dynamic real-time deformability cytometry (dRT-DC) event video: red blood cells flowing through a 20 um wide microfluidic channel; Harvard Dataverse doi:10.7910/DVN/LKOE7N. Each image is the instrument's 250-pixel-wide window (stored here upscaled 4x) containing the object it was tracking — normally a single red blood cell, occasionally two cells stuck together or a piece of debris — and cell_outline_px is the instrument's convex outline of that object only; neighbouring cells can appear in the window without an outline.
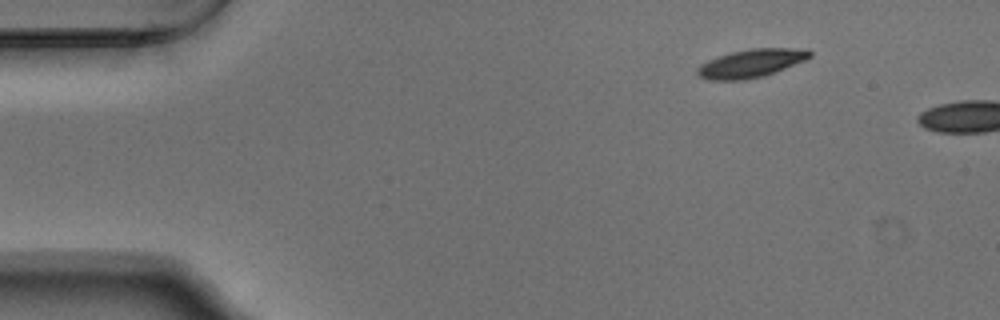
{"species": "Egyptian fruit bat (a non-hibernating species)", "species_latin": "Rousettus aegyptiacus", "temperature_condition": "warm", "stored_images_in_passage": 3, "camera_frame_rate_fps": 3000, "um_per_image_px": 0.085, "animal": {"sex": "male"}, "frame": {"image": 1, "passage_image": 1, "time_ms": 0.0, "image_size_px": [1000, 320], "cell_outline_px": [[812, 56], [804, 60], [764, 76], [744, 80], [708, 80], [700, 76], [696, 72], [696, 68], [700, 64], [708, 60], [732, 52], [752, 48], [792, 48], [812, 52]], "centroid_in_image_um": [63.79, 5.39], "position_along_channel_um": 21.2, "area_um2": 18.21}}